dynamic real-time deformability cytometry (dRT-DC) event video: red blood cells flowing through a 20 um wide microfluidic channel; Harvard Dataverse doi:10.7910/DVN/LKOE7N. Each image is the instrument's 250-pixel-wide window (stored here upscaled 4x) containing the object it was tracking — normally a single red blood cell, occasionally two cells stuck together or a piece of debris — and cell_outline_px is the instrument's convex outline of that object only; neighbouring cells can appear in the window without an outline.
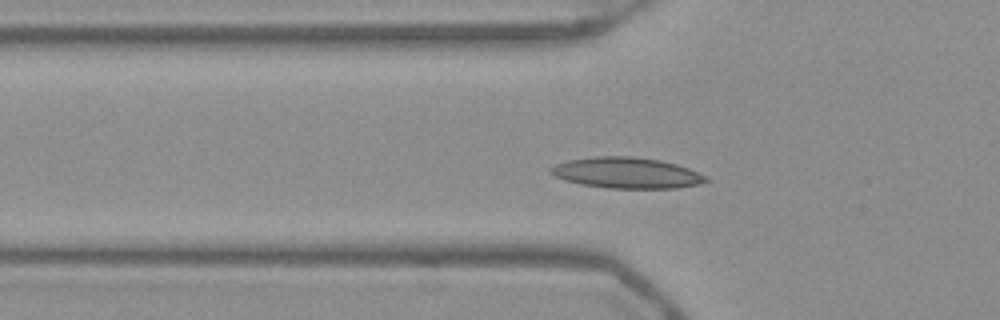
{"species": "Egyptian fruit bat (a non-hibernating species)", "species_latin": "Rousettus aegyptiacus", "temperature_condition": "warm", "stored_images_in_passage": 40, "camera_frame_rate_fps": 3000, "um_per_image_px": 0.085, "frame": {"image": 1, "passage_image": 5, "time_ms": 1.333, "image_size_px": [1000, 320], "cell_outline_px": [[712, 180], [700, 184], [676, 188], [608, 188], [580, 184], [564, 180], [548, 172], [548, 168], [556, 164], [568, 160], [592, 156], [632, 156], [660, 160], [676, 164], [688, 168], [708, 176]], "centroid_in_image_um": [53.27, 14.69], "position_along_channel_um": 72.5, "area_um2": 28.21}}
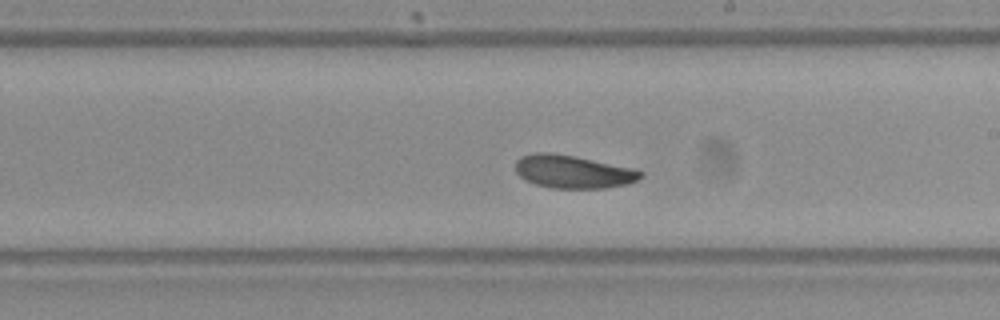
{"frame": {"image": 2, "passage_image": 18, "time_ms": 5.667, "image_size_px": [1000, 320], "cell_outline_px": [[644, 176], [628, 184], [604, 188], [552, 188], [536, 184], [524, 180], [516, 172], [516, 160], [520, 156], [536, 152], [552, 152], [576, 156], [636, 168], [644, 172]], "centroid_in_image_um": [48.73, 14.58], "position_along_channel_um": 240.3, "area_um2": 24.45}}
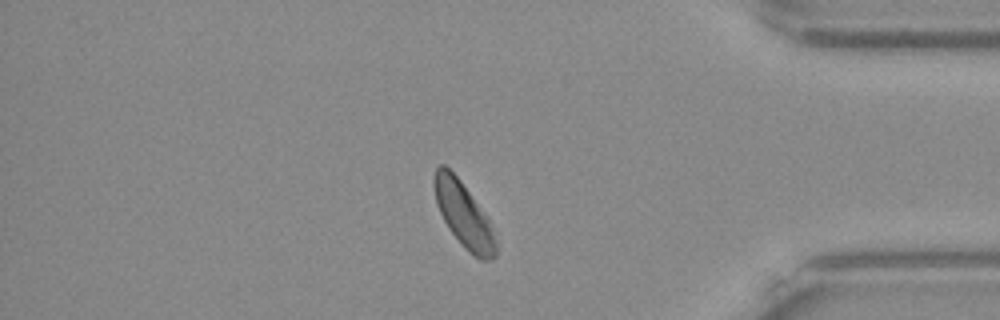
{"frame": {"image": 3, "passage_image": 32, "time_ms": 10.333, "image_size_px": [1000, 320], "cell_outline_px": [[496, 256], [492, 260], [480, 260], [472, 256], [468, 252], [448, 228], [436, 204], [432, 184], [432, 176], [436, 168], [440, 164], [444, 164], [460, 180], [488, 220], [496, 244]], "centroid_in_image_um": [39.36, 18.25], "position_along_channel_um": 395.8, "area_um2": 23.0}, "authors_computed_cell_mechanics": {"area_um2": 24.0737, "velocity_mm_per_s": 3.8663, "shape_relaxation_time_tau1_ms": 3.6656, "shape_relaxation_time_tau2_ms": 5.1134, "deformation_change_tau1": 0.1088, "deformation_change_tau2": 0.1166}}